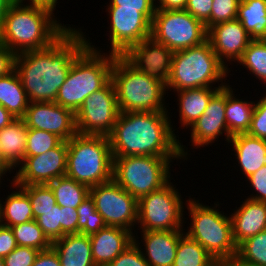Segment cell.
Listing matches in <instances>:
<instances>
[{
    "label": "cell",
    "mask_w": 266,
    "mask_h": 266,
    "mask_svg": "<svg viewBox=\"0 0 266 266\" xmlns=\"http://www.w3.org/2000/svg\"><path fill=\"white\" fill-rule=\"evenodd\" d=\"M84 34L71 26L48 48L16 55L15 70L30 102H55L73 61L88 47Z\"/></svg>",
    "instance_id": "6da1fadb"
},
{
    "label": "cell",
    "mask_w": 266,
    "mask_h": 266,
    "mask_svg": "<svg viewBox=\"0 0 266 266\" xmlns=\"http://www.w3.org/2000/svg\"><path fill=\"white\" fill-rule=\"evenodd\" d=\"M169 115L168 111L120 112L108 135L112 156L182 157L187 161L188 148L175 135Z\"/></svg>",
    "instance_id": "7a4b0ae2"
},
{
    "label": "cell",
    "mask_w": 266,
    "mask_h": 266,
    "mask_svg": "<svg viewBox=\"0 0 266 266\" xmlns=\"http://www.w3.org/2000/svg\"><path fill=\"white\" fill-rule=\"evenodd\" d=\"M55 9L39 1L16 0L5 15L0 43L16 55L48 48L70 28L57 21Z\"/></svg>",
    "instance_id": "3957f363"
},
{
    "label": "cell",
    "mask_w": 266,
    "mask_h": 266,
    "mask_svg": "<svg viewBox=\"0 0 266 266\" xmlns=\"http://www.w3.org/2000/svg\"><path fill=\"white\" fill-rule=\"evenodd\" d=\"M90 42L88 37V47L73 61L55 100L56 104L74 113L78 111L86 97L103 88L111 80V70L116 55L108 54V51L103 53Z\"/></svg>",
    "instance_id": "277c9868"
},
{
    "label": "cell",
    "mask_w": 266,
    "mask_h": 266,
    "mask_svg": "<svg viewBox=\"0 0 266 266\" xmlns=\"http://www.w3.org/2000/svg\"><path fill=\"white\" fill-rule=\"evenodd\" d=\"M229 72L231 70L219 61L206 40L198 46L174 52L166 89L175 93L185 89L215 87L216 83L218 87H225Z\"/></svg>",
    "instance_id": "5b68a950"
},
{
    "label": "cell",
    "mask_w": 266,
    "mask_h": 266,
    "mask_svg": "<svg viewBox=\"0 0 266 266\" xmlns=\"http://www.w3.org/2000/svg\"><path fill=\"white\" fill-rule=\"evenodd\" d=\"M111 80L114 83L120 112L168 111L166 84L136 70L122 56H115ZM165 95V96H164Z\"/></svg>",
    "instance_id": "8992f818"
},
{
    "label": "cell",
    "mask_w": 266,
    "mask_h": 266,
    "mask_svg": "<svg viewBox=\"0 0 266 266\" xmlns=\"http://www.w3.org/2000/svg\"><path fill=\"white\" fill-rule=\"evenodd\" d=\"M185 202L191 222L184 233L203 246L215 260L236 256L238 246L233 238L231 218L219 210L220 203L208 206L195 197H189Z\"/></svg>",
    "instance_id": "52a82bcc"
},
{
    "label": "cell",
    "mask_w": 266,
    "mask_h": 266,
    "mask_svg": "<svg viewBox=\"0 0 266 266\" xmlns=\"http://www.w3.org/2000/svg\"><path fill=\"white\" fill-rule=\"evenodd\" d=\"M67 144L66 176L89 188L112 180L113 156L108 136L77 133Z\"/></svg>",
    "instance_id": "ba28073f"
},
{
    "label": "cell",
    "mask_w": 266,
    "mask_h": 266,
    "mask_svg": "<svg viewBox=\"0 0 266 266\" xmlns=\"http://www.w3.org/2000/svg\"><path fill=\"white\" fill-rule=\"evenodd\" d=\"M178 159L182 157H113L112 179L138 200L172 180L170 166Z\"/></svg>",
    "instance_id": "9c48e42d"
},
{
    "label": "cell",
    "mask_w": 266,
    "mask_h": 266,
    "mask_svg": "<svg viewBox=\"0 0 266 266\" xmlns=\"http://www.w3.org/2000/svg\"><path fill=\"white\" fill-rule=\"evenodd\" d=\"M171 180L162 188L138 199L137 229L141 231L185 230L183 197ZM176 188V189H175ZM184 203V204H183ZM139 225V226H138ZM137 230V231H136Z\"/></svg>",
    "instance_id": "30bf717a"
},
{
    "label": "cell",
    "mask_w": 266,
    "mask_h": 266,
    "mask_svg": "<svg viewBox=\"0 0 266 266\" xmlns=\"http://www.w3.org/2000/svg\"><path fill=\"white\" fill-rule=\"evenodd\" d=\"M151 37L176 52L205 42L207 29L186 10L156 9L151 22Z\"/></svg>",
    "instance_id": "8fae6325"
},
{
    "label": "cell",
    "mask_w": 266,
    "mask_h": 266,
    "mask_svg": "<svg viewBox=\"0 0 266 266\" xmlns=\"http://www.w3.org/2000/svg\"><path fill=\"white\" fill-rule=\"evenodd\" d=\"M119 113L116 89L110 80L103 88L86 97L75 113L77 133L108 136Z\"/></svg>",
    "instance_id": "7c38bea8"
},
{
    "label": "cell",
    "mask_w": 266,
    "mask_h": 266,
    "mask_svg": "<svg viewBox=\"0 0 266 266\" xmlns=\"http://www.w3.org/2000/svg\"><path fill=\"white\" fill-rule=\"evenodd\" d=\"M97 212L107 226L129 231L137 225L138 200L119 186L113 179L90 187Z\"/></svg>",
    "instance_id": "4fadbf2b"
},
{
    "label": "cell",
    "mask_w": 266,
    "mask_h": 266,
    "mask_svg": "<svg viewBox=\"0 0 266 266\" xmlns=\"http://www.w3.org/2000/svg\"><path fill=\"white\" fill-rule=\"evenodd\" d=\"M110 25L108 53L122 56L134 44L151 36V22L137 9L107 8Z\"/></svg>",
    "instance_id": "5bb4252c"
},
{
    "label": "cell",
    "mask_w": 266,
    "mask_h": 266,
    "mask_svg": "<svg viewBox=\"0 0 266 266\" xmlns=\"http://www.w3.org/2000/svg\"><path fill=\"white\" fill-rule=\"evenodd\" d=\"M67 141H61L56 147L36 156L25 157L17 167L12 182L16 185L49 184L65 176L67 169Z\"/></svg>",
    "instance_id": "9a60e30c"
},
{
    "label": "cell",
    "mask_w": 266,
    "mask_h": 266,
    "mask_svg": "<svg viewBox=\"0 0 266 266\" xmlns=\"http://www.w3.org/2000/svg\"><path fill=\"white\" fill-rule=\"evenodd\" d=\"M23 120L28 129L48 131L62 141L77 134L75 113L55 102H30Z\"/></svg>",
    "instance_id": "2e32d148"
},
{
    "label": "cell",
    "mask_w": 266,
    "mask_h": 266,
    "mask_svg": "<svg viewBox=\"0 0 266 266\" xmlns=\"http://www.w3.org/2000/svg\"><path fill=\"white\" fill-rule=\"evenodd\" d=\"M174 52L151 36L130 47L122 57L136 70L166 84Z\"/></svg>",
    "instance_id": "e0dca14e"
},
{
    "label": "cell",
    "mask_w": 266,
    "mask_h": 266,
    "mask_svg": "<svg viewBox=\"0 0 266 266\" xmlns=\"http://www.w3.org/2000/svg\"><path fill=\"white\" fill-rule=\"evenodd\" d=\"M188 130L191 131V145L196 149L215 143L219 136H223V133L226 143L229 142L232 135L226 123L225 87L220 88L211 97L202 116Z\"/></svg>",
    "instance_id": "ac0fdd59"
},
{
    "label": "cell",
    "mask_w": 266,
    "mask_h": 266,
    "mask_svg": "<svg viewBox=\"0 0 266 266\" xmlns=\"http://www.w3.org/2000/svg\"><path fill=\"white\" fill-rule=\"evenodd\" d=\"M207 40L219 61L229 70L227 62L237 63L252 39L238 19H234L211 26L207 30Z\"/></svg>",
    "instance_id": "d6986e66"
},
{
    "label": "cell",
    "mask_w": 266,
    "mask_h": 266,
    "mask_svg": "<svg viewBox=\"0 0 266 266\" xmlns=\"http://www.w3.org/2000/svg\"><path fill=\"white\" fill-rule=\"evenodd\" d=\"M140 232L143 245L135 234L134 242L150 266H173L179 238L184 234V230Z\"/></svg>",
    "instance_id": "ffe728a7"
},
{
    "label": "cell",
    "mask_w": 266,
    "mask_h": 266,
    "mask_svg": "<svg viewBox=\"0 0 266 266\" xmlns=\"http://www.w3.org/2000/svg\"><path fill=\"white\" fill-rule=\"evenodd\" d=\"M89 238L94 264L107 266L134 242V232L120 227L106 226Z\"/></svg>",
    "instance_id": "44dd1931"
},
{
    "label": "cell",
    "mask_w": 266,
    "mask_h": 266,
    "mask_svg": "<svg viewBox=\"0 0 266 266\" xmlns=\"http://www.w3.org/2000/svg\"><path fill=\"white\" fill-rule=\"evenodd\" d=\"M230 215L233 238L237 246L266 230V202L246 198Z\"/></svg>",
    "instance_id": "7402d4cb"
},
{
    "label": "cell",
    "mask_w": 266,
    "mask_h": 266,
    "mask_svg": "<svg viewBox=\"0 0 266 266\" xmlns=\"http://www.w3.org/2000/svg\"><path fill=\"white\" fill-rule=\"evenodd\" d=\"M245 179L266 165V140L247 133L233 135L229 142Z\"/></svg>",
    "instance_id": "603a6c76"
},
{
    "label": "cell",
    "mask_w": 266,
    "mask_h": 266,
    "mask_svg": "<svg viewBox=\"0 0 266 266\" xmlns=\"http://www.w3.org/2000/svg\"><path fill=\"white\" fill-rule=\"evenodd\" d=\"M61 266H96L89 235L67 234L52 242Z\"/></svg>",
    "instance_id": "cb8c5ba5"
},
{
    "label": "cell",
    "mask_w": 266,
    "mask_h": 266,
    "mask_svg": "<svg viewBox=\"0 0 266 266\" xmlns=\"http://www.w3.org/2000/svg\"><path fill=\"white\" fill-rule=\"evenodd\" d=\"M223 87H199L176 92L179 105V123L183 129L189 128L205 111L211 97ZM185 127V128H184Z\"/></svg>",
    "instance_id": "d4e9b609"
},
{
    "label": "cell",
    "mask_w": 266,
    "mask_h": 266,
    "mask_svg": "<svg viewBox=\"0 0 266 266\" xmlns=\"http://www.w3.org/2000/svg\"><path fill=\"white\" fill-rule=\"evenodd\" d=\"M28 128L23 118H16L0 130V147L5 161L14 169L23 162Z\"/></svg>",
    "instance_id": "484cf974"
},
{
    "label": "cell",
    "mask_w": 266,
    "mask_h": 266,
    "mask_svg": "<svg viewBox=\"0 0 266 266\" xmlns=\"http://www.w3.org/2000/svg\"><path fill=\"white\" fill-rule=\"evenodd\" d=\"M230 86L229 83L225 86V116L228 131L233 136L240 133H247L249 130L255 102L239 99L233 91H236V89Z\"/></svg>",
    "instance_id": "4316f807"
},
{
    "label": "cell",
    "mask_w": 266,
    "mask_h": 266,
    "mask_svg": "<svg viewBox=\"0 0 266 266\" xmlns=\"http://www.w3.org/2000/svg\"><path fill=\"white\" fill-rule=\"evenodd\" d=\"M10 183V188L16 191L9 193L5 201L0 199L1 224L7 227L34 220L28 194L12 181Z\"/></svg>",
    "instance_id": "83f0119b"
},
{
    "label": "cell",
    "mask_w": 266,
    "mask_h": 266,
    "mask_svg": "<svg viewBox=\"0 0 266 266\" xmlns=\"http://www.w3.org/2000/svg\"><path fill=\"white\" fill-rule=\"evenodd\" d=\"M29 103L22 81L15 69L8 75L0 77V105L14 117L23 118Z\"/></svg>",
    "instance_id": "f1b7e54d"
},
{
    "label": "cell",
    "mask_w": 266,
    "mask_h": 266,
    "mask_svg": "<svg viewBox=\"0 0 266 266\" xmlns=\"http://www.w3.org/2000/svg\"><path fill=\"white\" fill-rule=\"evenodd\" d=\"M237 19L251 39H266V0H241Z\"/></svg>",
    "instance_id": "f546056e"
},
{
    "label": "cell",
    "mask_w": 266,
    "mask_h": 266,
    "mask_svg": "<svg viewBox=\"0 0 266 266\" xmlns=\"http://www.w3.org/2000/svg\"><path fill=\"white\" fill-rule=\"evenodd\" d=\"M60 207L76 209L89 195L90 188L68 176H61L48 184Z\"/></svg>",
    "instance_id": "4dcf8cb0"
},
{
    "label": "cell",
    "mask_w": 266,
    "mask_h": 266,
    "mask_svg": "<svg viewBox=\"0 0 266 266\" xmlns=\"http://www.w3.org/2000/svg\"><path fill=\"white\" fill-rule=\"evenodd\" d=\"M215 259L185 233L179 238L173 266H208Z\"/></svg>",
    "instance_id": "1f68e13d"
},
{
    "label": "cell",
    "mask_w": 266,
    "mask_h": 266,
    "mask_svg": "<svg viewBox=\"0 0 266 266\" xmlns=\"http://www.w3.org/2000/svg\"><path fill=\"white\" fill-rule=\"evenodd\" d=\"M248 72L266 84V40L252 39L244 50L241 59L237 62Z\"/></svg>",
    "instance_id": "d6a6232c"
},
{
    "label": "cell",
    "mask_w": 266,
    "mask_h": 266,
    "mask_svg": "<svg viewBox=\"0 0 266 266\" xmlns=\"http://www.w3.org/2000/svg\"><path fill=\"white\" fill-rule=\"evenodd\" d=\"M17 246H26L39 251L52 247V242L43 233L36 220L11 227Z\"/></svg>",
    "instance_id": "836d02e7"
},
{
    "label": "cell",
    "mask_w": 266,
    "mask_h": 266,
    "mask_svg": "<svg viewBox=\"0 0 266 266\" xmlns=\"http://www.w3.org/2000/svg\"><path fill=\"white\" fill-rule=\"evenodd\" d=\"M76 209L79 215L78 233L90 236L107 226L97 212L94 199L90 195Z\"/></svg>",
    "instance_id": "e575fe53"
},
{
    "label": "cell",
    "mask_w": 266,
    "mask_h": 266,
    "mask_svg": "<svg viewBox=\"0 0 266 266\" xmlns=\"http://www.w3.org/2000/svg\"><path fill=\"white\" fill-rule=\"evenodd\" d=\"M237 256L247 263L266 266V230L243 241Z\"/></svg>",
    "instance_id": "d590c367"
},
{
    "label": "cell",
    "mask_w": 266,
    "mask_h": 266,
    "mask_svg": "<svg viewBox=\"0 0 266 266\" xmlns=\"http://www.w3.org/2000/svg\"><path fill=\"white\" fill-rule=\"evenodd\" d=\"M18 186L28 194L34 220L40 216V212L48 211L56 205V199L48 184Z\"/></svg>",
    "instance_id": "8d00e7d4"
},
{
    "label": "cell",
    "mask_w": 266,
    "mask_h": 266,
    "mask_svg": "<svg viewBox=\"0 0 266 266\" xmlns=\"http://www.w3.org/2000/svg\"><path fill=\"white\" fill-rule=\"evenodd\" d=\"M62 140L48 131L28 129L25 157L36 156L48 152Z\"/></svg>",
    "instance_id": "74e56055"
},
{
    "label": "cell",
    "mask_w": 266,
    "mask_h": 266,
    "mask_svg": "<svg viewBox=\"0 0 266 266\" xmlns=\"http://www.w3.org/2000/svg\"><path fill=\"white\" fill-rule=\"evenodd\" d=\"M241 0H213L210 19L204 24L208 30L216 24L237 19Z\"/></svg>",
    "instance_id": "f35d334b"
},
{
    "label": "cell",
    "mask_w": 266,
    "mask_h": 266,
    "mask_svg": "<svg viewBox=\"0 0 266 266\" xmlns=\"http://www.w3.org/2000/svg\"><path fill=\"white\" fill-rule=\"evenodd\" d=\"M36 221L51 242L61 238V211L58 204L48 211L40 212Z\"/></svg>",
    "instance_id": "ab89813d"
},
{
    "label": "cell",
    "mask_w": 266,
    "mask_h": 266,
    "mask_svg": "<svg viewBox=\"0 0 266 266\" xmlns=\"http://www.w3.org/2000/svg\"><path fill=\"white\" fill-rule=\"evenodd\" d=\"M255 102V108L247 134L266 140V93L261 99Z\"/></svg>",
    "instance_id": "60d3db41"
},
{
    "label": "cell",
    "mask_w": 266,
    "mask_h": 266,
    "mask_svg": "<svg viewBox=\"0 0 266 266\" xmlns=\"http://www.w3.org/2000/svg\"><path fill=\"white\" fill-rule=\"evenodd\" d=\"M38 253L37 249L17 246L3 258L4 266H32Z\"/></svg>",
    "instance_id": "b9f144b4"
},
{
    "label": "cell",
    "mask_w": 266,
    "mask_h": 266,
    "mask_svg": "<svg viewBox=\"0 0 266 266\" xmlns=\"http://www.w3.org/2000/svg\"><path fill=\"white\" fill-rule=\"evenodd\" d=\"M107 266H150L135 242L130 244Z\"/></svg>",
    "instance_id": "7bdbcfd3"
},
{
    "label": "cell",
    "mask_w": 266,
    "mask_h": 266,
    "mask_svg": "<svg viewBox=\"0 0 266 266\" xmlns=\"http://www.w3.org/2000/svg\"><path fill=\"white\" fill-rule=\"evenodd\" d=\"M155 0H111L108 8H129L137 9L150 22H152L154 13L156 12Z\"/></svg>",
    "instance_id": "ee69618b"
},
{
    "label": "cell",
    "mask_w": 266,
    "mask_h": 266,
    "mask_svg": "<svg viewBox=\"0 0 266 266\" xmlns=\"http://www.w3.org/2000/svg\"><path fill=\"white\" fill-rule=\"evenodd\" d=\"M246 179V182H249L251 189L253 188L252 190L256 193L252 192V194L247 197L255 201L266 202V165L262 166L258 171Z\"/></svg>",
    "instance_id": "f6af8a7d"
},
{
    "label": "cell",
    "mask_w": 266,
    "mask_h": 266,
    "mask_svg": "<svg viewBox=\"0 0 266 266\" xmlns=\"http://www.w3.org/2000/svg\"><path fill=\"white\" fill-rule=\"evenodd\" d=\"M213 0H188L185 10L205 24L211 16Z\"/></svg>",
    "instance_id": "bcb514c9"
},
{
    "label": "cell",
    "mask_w": 266,
    "mask_h": 266,
    "mask_svg": "<svg viewBox=\"0 0 266 266\" xmlns=\"http://www.w3.org/2000/svg\"><path fill=\"white\" fill-rule=\"evenodd\" d=\"M61 211V238L67 234H78L77 209L60 207Z\"/></svg>",
    "instance_id": "7dc6e473"
},
{
    "label": "cell",
    "mask_w": 266,
    "mask_h": 266,
    "mask_svg": "<svg viewBox=\"0 0 266 266\" xmlns=\"http://www.w3.org/2000/svg\"><path fill=\"white\" fill-rule=\"evenodd\" d=\"M17 247L11 227L0 225V257L4 258Z\"/></svg>",
    "instance_id": "c3c4849f"
},
{
    "label": "cell",
    "mask_w": 266,
    "mask_h": 266,
    "mask_svg": "<svg viewBox=\"0 0 266 266\" xmlns=\"http://www.w3.org/2000/svg\"><path fill=\"white\" fill-rule=\"evenodd\" d=\"M16 54L0 43V77L8 75L15 69Z\"/></svg>",
    "instance_id": "681fc988"
},
{
    "label": "cell",
    "mask_w": 266,
    "mask_h": 266,
    "mask_svg": "<svg viewBox=\"0 0 266 266\" xmlns=\"http://www.w3.org/2000/svg\"><path fill=\"white\" fill-rule=\"evenodd\" d=\"M32 266H61L57 252L53 247L39 251Z\"/></svg>",
    "instance_id": "f907efd6"
},
{
    "label": "cell",
    "mask_w": 266,
    "mask_h": 266,
    "mask_svg": "<svg viewBox=\"0 0 266 266\" xmlns=\"http://www.w3.org/2000/svg\"><path fill=\"white\" fill-rule=\"evenodd\" d=\"M156 9L185 10L188 0H155ZM159 3V4H158Z\"/></svg>",
    "instance_id": "816d5d0a"
},
{
    "label": "cell",
    "mask_w": 266,
    "mask_h": 266,
    "mask_svg": "<svg viewBox=\"0 0 266 266\" xmlns=\"http://www.w3.org/2000/svg\"><path fill=\"white\" fill-rule=\"evenodd\" d=\"M14 117L6 108L0 105V130L14 121Z\"/></svg>",
    "instance_id": "f5cc1de1"
},
{
    "label": "cell",
    "mask_w": 266,
    "mask_h": 266,
    "mask_svg": "<svg viewBox=\"0 0 266 266\" xmlns=\"http://www.w3.org/2000/svg\"><path fill=\"white\" fill-rule=\"evenodd\" d=\"M16 0H0V30L4 22L5 15L8 9Z\"/></svg>",
    "instance_id": "db71d44e"
},
{
    "label": "cell",
    "mask_w": 266,
    "mask_h": 266,
    "mask_svg": "<svg viewBox=\"0 0 266 266\" xmlns=\"http://www.w3.org/2000/svg\"><path fill=\"white\" fill-rule=\"evenodd\" d=\"M227 262H228V266H259V265L247 263L241 260L237 255L230 259H227Z\"/></svg>",
    "instance_id": "11a10c76"
},
{
    "label": "cell",
    "mask_w": 266,
    "mask_h": 266,
    "mask_svg": "<svg viewBox=\"0 0 266 266\" xmlns=\"http://www.w3.org/2000/svg\"><path fill=\"white\" fill-rule=\"evenodd\" d=\"M0 169H2L5 173H9L11 174V171H13L14 169L5 161L4 159V155L1 151V147H0Z\"/></svg>",
    "instance_id": "9f6ffc18"
},
{
    "label": "cell",
    "mask_w": 266,
    "mask_h": 266,
    "mask_svg": "<svg viewBox=\"0 0 266 266\" xmlns=\"http://www.w3.org/2000/svg\"><path fill=\"white\" fill-rule=\"evenodd\" d=\"M208 266H228L227 260H214Z\"/></svg>",
    "instance_id": "6f0895ef"
},
{
    "label": "cell",
    "mask_w": 266,
    "mask_h": 266,
    "mask_svg": "<svg viewBox=\"0 0 266 266\" xmlns=\"http://www.w3.org/2000/svg\"><path fill=\"white\" fill-rule=\"evenodd\" d=\"M57 1L58 0H47V4L56 8V5L58 3Z\"/></svg>",
    "instance_id": "680465c9"
},
{
    "label": "cell",
    "mask_w": 266,
    "mask_h": 266,
    "mask_svg": "<svg viewBox=\"0 0 266 266\" xmlns=\"http://www.w3.org/2000/svg\"><path fill=\"white\" fill-rule=\"evenodd\" d=\"M4 175L7 177L6 173L2 169H0V186L3 182L2 179L5 177Z\"/></svg>",
    "instance_id": "91938a15"
},
{
    "label": "cell",
    "mask_w": 266,
    "mask_h": 266,
    "mask_svg": "<svg viewBox=\"0 0 266 266\" xmlns=\"http://www.w3.org/2000/svg\"><path fill=\"white\" fill-rule=\"evenodd\" d=\"M26 1V0H25ZM28 1V0H27ZM31 1H39V2H42L44 4H47V0H31Z\"/></svg>",
    "instance_id": "94428289"
},
{
    "label": "cell",
    "mask_w": 266,
    "mask_h": 266,
    "mask_svg": "<svg viewBox=\"0 0 266 266\" xmlns=\"http://www.w3.org/2000/svg\"><path fill=\"white\" fill-rule=\"evenodd\" d=\"M0 266H4L3 258L0 257Z\"/></svg>",
    "instance_id": "6125c7cd"
}]
</instances>
